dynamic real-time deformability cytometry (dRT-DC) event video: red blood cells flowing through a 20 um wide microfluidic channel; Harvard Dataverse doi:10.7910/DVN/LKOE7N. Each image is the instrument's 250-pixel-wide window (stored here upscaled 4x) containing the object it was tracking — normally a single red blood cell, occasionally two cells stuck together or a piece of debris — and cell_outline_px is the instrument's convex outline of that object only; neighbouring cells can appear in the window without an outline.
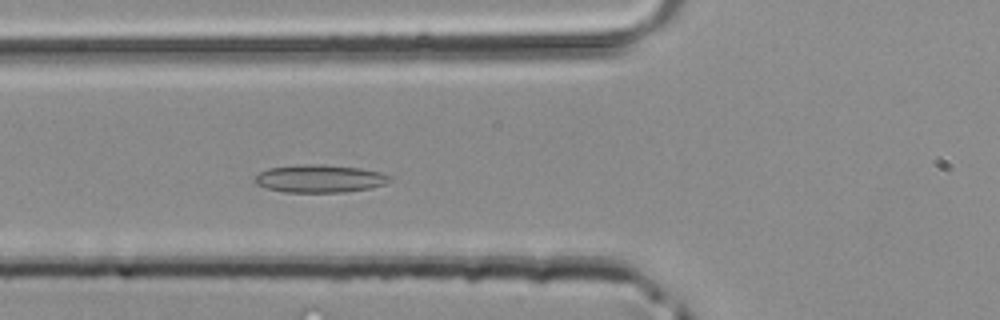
{"species": "common noctule bat (a hibernating species)", "species_latin": "Nyctalus noctula", "temperature_condition": "room temperature", "stored_images_in_passage": 34, "camera_frame_rate_fps": 3000, "um_per_image_px": 0.085, "animal": {"sex": "male", "body_mass_g": 20.4}, "frame": {"image": 1, "passage_image": 7, "time_ms": 2.0, "image_size_px": [1000, 320], "cell_outline_px": [[392, 180], [384, 184], [372, 188], [344, 192], [284, 192], [268, 188], [256, 184], [252, 180], [260, 172], [268, 168], [304, 164], [320, 164], [360, 168], [380, 172], [392, 176]], "centroid_in_image_um": [27.19, 15.18], "position_along_channel_um": 98.6, "area_um2": 21.91}}
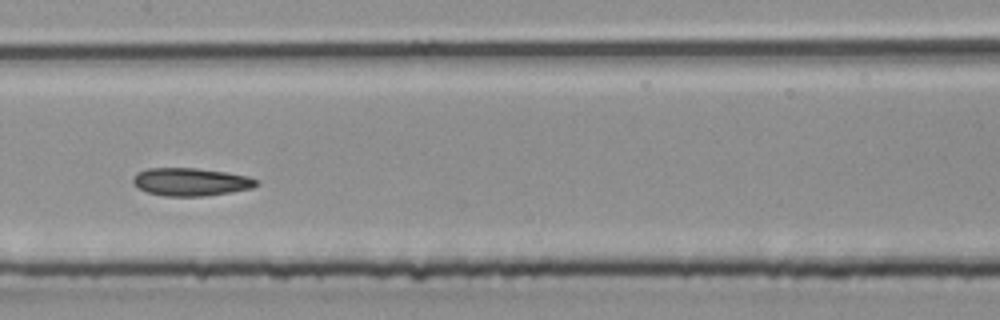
{"frame": {"image": 2, "passage_image": 13, "time_ms": 4.0, "image_size_px": [1000, 320], "cell_outline_px": [[260, 184], [252, 188], [228, 192], [200, 196], [164, 196], [148, 192], [140, 188], [132, 180], [136, 172], [148, 168], [196, 168], [224, 172], [248, 176], [256, 180]], "centroid_in_image_um": [16.21, 15.45], "position_along_channel_um": 191.2, "area_um2": 19.77}}
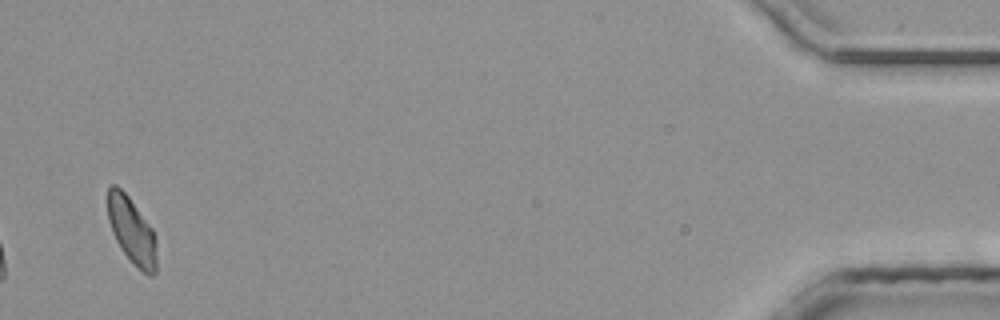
{"frame": {"image": 3, "passage_image": 34, "time_ms": 11.0, "image_size_px": [1000, 320], "cell_outline_px": [[156, 272], [152, 276], [148, 276], [120, 248], [112, 232], [108, 220], [108, 188], [112, 184], [116, 184], [128, 196], [152, 228], [156, 240]], "centroid_in_image_um": [11.2, 19.59], "position_along_channel_um": 424.0, "area_um2": 18.61}}